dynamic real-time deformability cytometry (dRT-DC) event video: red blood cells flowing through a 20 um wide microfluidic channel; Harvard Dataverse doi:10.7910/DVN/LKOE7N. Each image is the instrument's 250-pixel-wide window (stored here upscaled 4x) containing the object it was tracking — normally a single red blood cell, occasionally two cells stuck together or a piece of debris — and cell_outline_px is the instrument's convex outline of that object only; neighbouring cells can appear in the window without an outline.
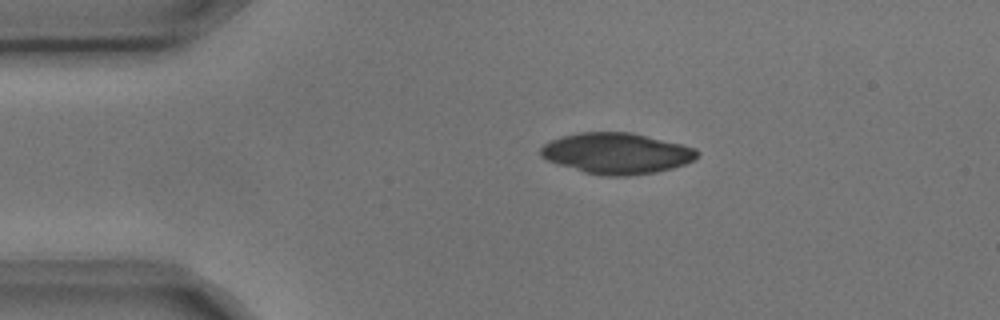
{"species": "common noctule bat (a hibernating species)", "species_latin": "Nyctalus noctula", "temperature_condition": "cold", "stored_images_in_passage": 2, "camera_frame_rate_fps": 3000, "um_per_image_px": 0.085, "animal": {"sex": "male", "body_mass_g": 17.9, "forearm_length_mm": 54.2}, "frame": {"image": 1, "passage_image": 1, "time_ms": 0.0, "image_size_px": [1000, 320], "cell_outline_px": [[700, 156], [684, 164], [672, 168], [656, 172], [628, 176], [604, 176], [584, 172], [548, 160], [540, 156], [540, 148], [544, 144], [552, 140], [564, 136], [580, 132], [632, 132], [696, 148], [700, 152]], "centroid_in_image_um": [52.44, 13.03], "position_along_channel_um": 32.6, "area_um2": 37.17}}